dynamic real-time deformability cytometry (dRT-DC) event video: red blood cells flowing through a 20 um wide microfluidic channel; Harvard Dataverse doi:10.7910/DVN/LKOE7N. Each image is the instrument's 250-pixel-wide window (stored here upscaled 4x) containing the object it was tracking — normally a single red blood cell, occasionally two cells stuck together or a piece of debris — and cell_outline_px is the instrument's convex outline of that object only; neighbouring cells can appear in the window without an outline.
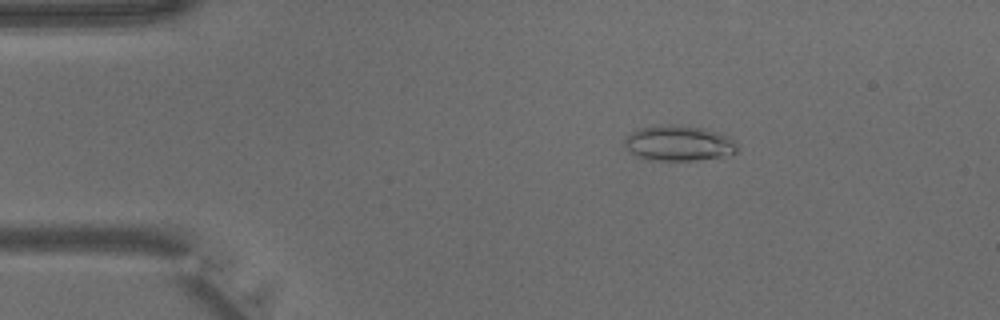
{"species": "common noctule bat (a hibernating species)", "species_latin": "Nyctalus noctula", "temperature_condition": "warm", "stored_images_in_passage": 41, "camera_frame_rate_fps": 3000, "um_per_image_px": 0.085, "animal": {"sex": "male", "body_mass_g": 15.6}, "frame": {"image": 1, "passage_image": 7, "time_ms": 2.0, "image_size_px": [1000, 320], "cell_outline_px": [[736, 152], [696, 160], [648, 160], [636, 156], [624, 148], [624, 140], [636, 128], [672, 124], [704, 128], [736, 140]], "centroid_in_image_um": [57.61, 12.17], "position_along_channel_um": 27.4, "area_um2": 22.95}}
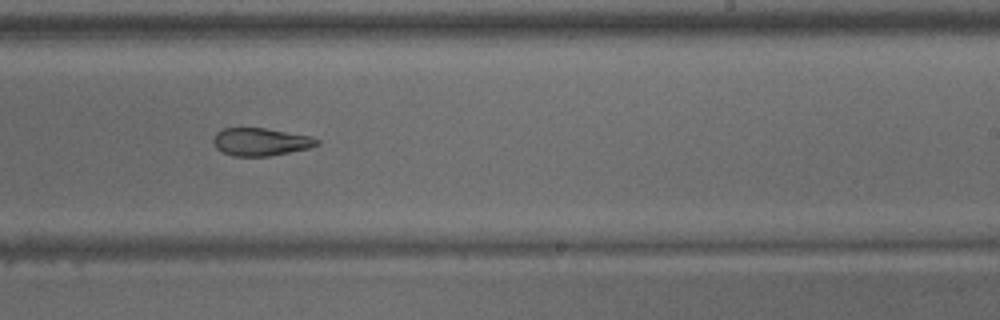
{"frame": {"image": 2, "passage_image": 25, "time_ms": 8.0, "image_size_px": [1000, 320], "cell_outline_px": [[320, 144], [308, 148], [268, 156], [232, 156], [216, 148], [212, 140], [216, 132], [224, 128], [268, 128], [312, 136], [320, 140]], "centroid_in_image_um": [22.17, 12.04], "position_along_channel_um": 266.8, "area_um2": 16.82}}
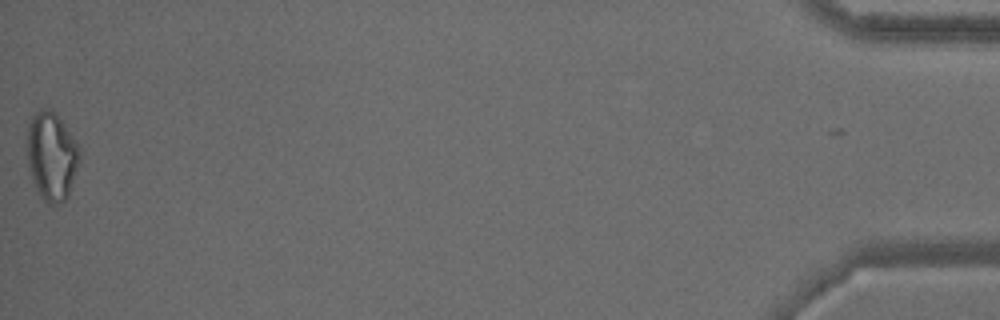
{"frame": {"image": 3, "passage_image": 41, "time_ms": 13.333, "image_size_px": [1000, 320], "cell_outline_px": [[80, 160], [68, 196], [64, 200], [56, 204], [48, 204], [40, 196], [36, 188], [28, 168], [24, 148], [28, 124], [32, 116], [40, 108], [52, 108], [64, 124], [80, 148]], "centroid_in_image_um": [4.34, 13.24], "position_along_channel_um": 430.9, "area_um2": 27.57}}